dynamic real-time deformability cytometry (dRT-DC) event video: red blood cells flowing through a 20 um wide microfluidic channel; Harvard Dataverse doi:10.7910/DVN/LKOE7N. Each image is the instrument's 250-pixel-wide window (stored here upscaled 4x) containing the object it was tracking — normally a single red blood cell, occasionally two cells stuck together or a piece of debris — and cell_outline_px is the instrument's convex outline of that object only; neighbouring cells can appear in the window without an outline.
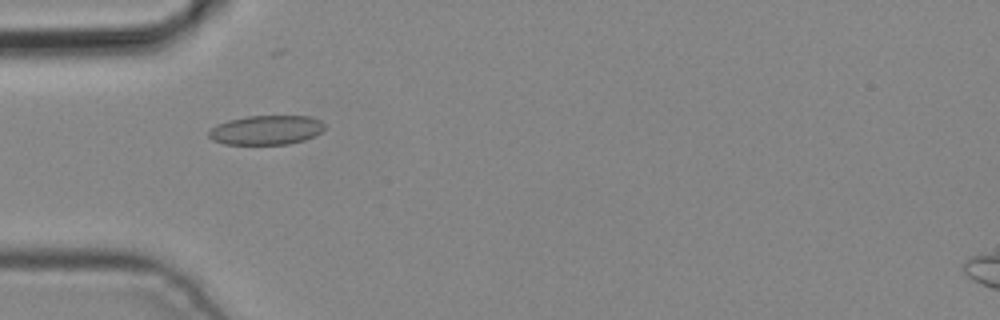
{"species": "common noctule bat (a hibernating species)", "species_latin": "Nyctalus noctula", "temperature_condition": "cold", "stored_images_in_passage": 5, "camera_frame_rate_fps": 3000, "um_per_image_px": 0.085, "animal": {"sex": "male", "body_mass_g": 19.2, "forearm_length_mm": 51.8}, "frame": {"image": 1, "passage_image": 4, "time_ms": 1.0, "image_size_px": [1000, 320], "cell_outline_px": [[324, 128], [316, 136], [304, 140], [288, 144], [224, 144], [212, 140], [208, 136], [208, 132], [216, 124], [228, 120], [248, 116], [308, 116], [320, 120], [324, 124]], "centroid_in_image_um": [22.62, 11.05], "position_along_channel_um": 62.4, "area_um2": 19.83}}
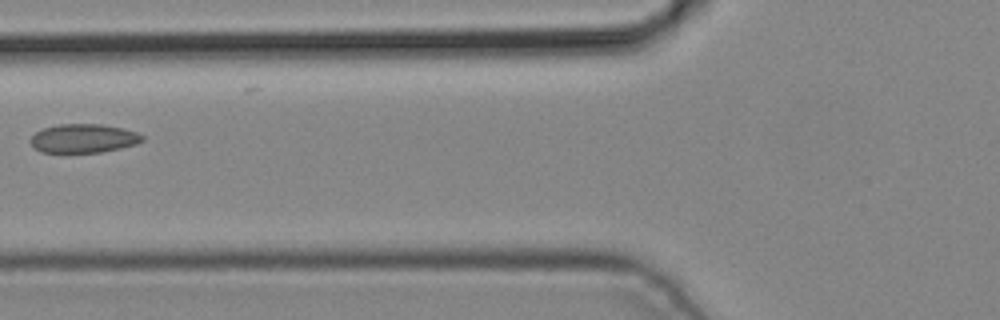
{"frame": {"image": 2, "passage_image": 5, "time_ms": 1.333, "image_size_px": [1000, 320], "cell_outline_px": [[144, 140], [136, 144], [120, 148], [100, 152], [64, 156], [40, 152], [28, 140], [36, 132], [44, 128], [60, 124], [100, 124], [124, 128], [136, 132], [144, 136]], "centroid_in_image_um": [7.05, 11.81], "position_along_channel_um": 118.7, "area_um2": 19.54}}